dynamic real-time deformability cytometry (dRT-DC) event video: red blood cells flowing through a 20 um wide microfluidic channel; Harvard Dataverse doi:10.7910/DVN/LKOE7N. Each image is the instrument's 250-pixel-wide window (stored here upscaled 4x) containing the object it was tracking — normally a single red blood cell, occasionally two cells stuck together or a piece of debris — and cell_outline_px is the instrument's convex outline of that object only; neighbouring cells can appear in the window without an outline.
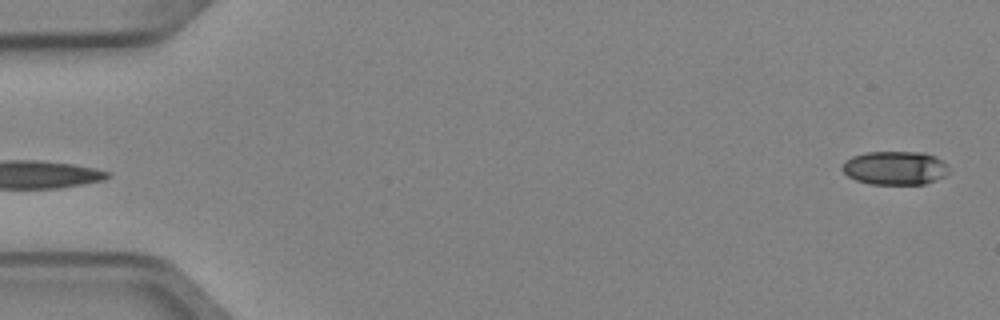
{"species": "Egyptian fruit bat (a non-hibernating species)", "species_latin": "Rousettus aegyptiacus", "temperature_condition": "cold", "stored_images_in_passage": 4, "segment_of_instrument_passage": [2, 2], "camera_frame_rate_fps": 3000, "um_per_image_px": 0.085, "animal": {"sex": "female"}, "frame": {"image": 1, "passage_image": 4, "time_ms": 1.0, "image_size_px": [1000, 320], "cell_outline_px": [[948, 172], [944, 176], [936, 180], [924, 184], [872, 184], [856, 180], [848, 176], [840, 168], [844, 160], [852, 156], [864, 152], [924, 152], [936, 156], [948, 164]], "centroid_in_image_um": [76.07, 14.26], "position_along_channel_um": 8.9, "area_um2": 21.15}}